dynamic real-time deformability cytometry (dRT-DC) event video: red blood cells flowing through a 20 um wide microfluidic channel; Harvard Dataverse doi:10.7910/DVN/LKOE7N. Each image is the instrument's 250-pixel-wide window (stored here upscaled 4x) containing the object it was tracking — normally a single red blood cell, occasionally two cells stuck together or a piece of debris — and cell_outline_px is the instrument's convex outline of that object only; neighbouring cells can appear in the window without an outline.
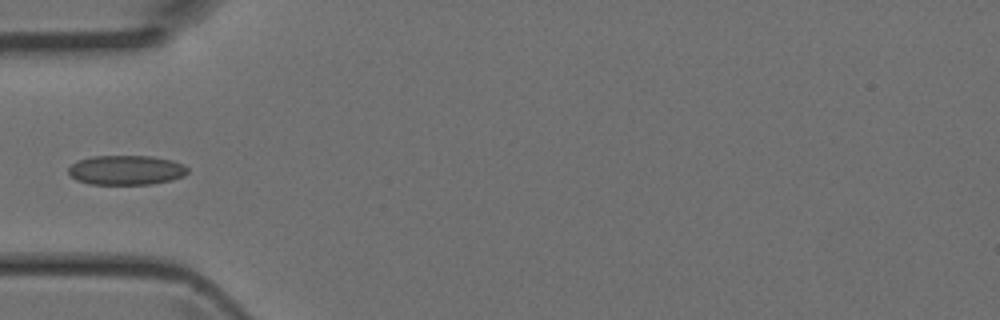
{"species": "Egyptian fruit bat (a non-hibernating species)", "species_latin": "Rousettus aegyptiacus", "temperature_condition": "room temperature", "stored_images_in_passage": 4, "camera_frame_rate_fps": 3000, "um_per_image_px": 0.085, "animal": {"sex": "female"}, "frame": {"image": 1, "passage_image": 4, "time_ms": 1.0, "image_size_px": [1000, 320], "cell_outline_px": [[188, 172], [184, 176], [172, 180], [152, 184], [92, 184], [76, 180], [68, 172], [68, 168], [76, 160], [92, 156], [152, 156], [172, 160], [184, 164], [188, 168]], "centroid_in_image_um": [10.74, 14.45], "position_along_channel_um": 74.3, "area_um2": 20.69}}